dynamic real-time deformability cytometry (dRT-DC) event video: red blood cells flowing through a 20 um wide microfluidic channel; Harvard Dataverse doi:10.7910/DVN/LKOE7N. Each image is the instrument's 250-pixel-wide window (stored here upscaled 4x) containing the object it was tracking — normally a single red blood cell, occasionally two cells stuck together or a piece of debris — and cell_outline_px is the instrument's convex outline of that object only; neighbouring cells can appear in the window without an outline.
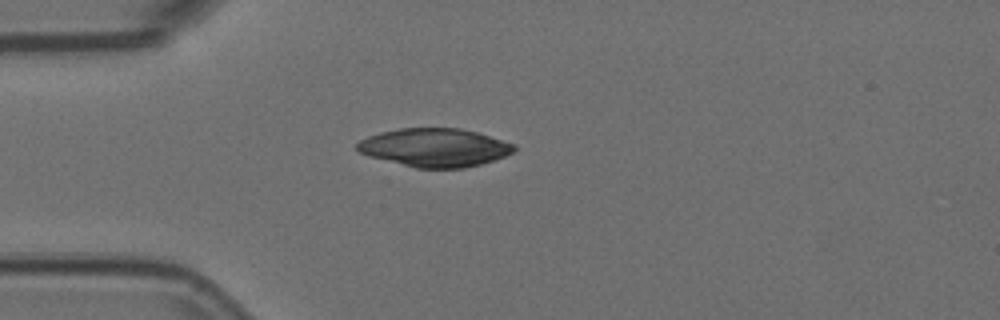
{"species": "Egyptian fruit bat (a non-hibernating species)", "species_latin": "Rousettus aegyptiacus", "temperature_condition": "room temperature", "stored_images_in_passage": 2, "camera_frame_rate_fps": 3000, "um_per_image_px": 0.085, "animal": {"sex": "female"}, "frame": {"image": 1, "passage_image": 1, "time_ms": 0.0, "image_size_px": [1000, 320], "cell_outline_px": [[516, 148], [512, 152], [504, 156], [480, 164], [464, 168], [416, 168], [368, 156], [360, 152], [356, 148], [356, 144], [360, 140], [368, 136], [380, 132], [400, 128], [460, 128], [476, 132], [516, 144]], "centroid_in_image_um": [36.93, 12.54], "position_along_channel_um": 48.1, "area_um2": 34.97}}